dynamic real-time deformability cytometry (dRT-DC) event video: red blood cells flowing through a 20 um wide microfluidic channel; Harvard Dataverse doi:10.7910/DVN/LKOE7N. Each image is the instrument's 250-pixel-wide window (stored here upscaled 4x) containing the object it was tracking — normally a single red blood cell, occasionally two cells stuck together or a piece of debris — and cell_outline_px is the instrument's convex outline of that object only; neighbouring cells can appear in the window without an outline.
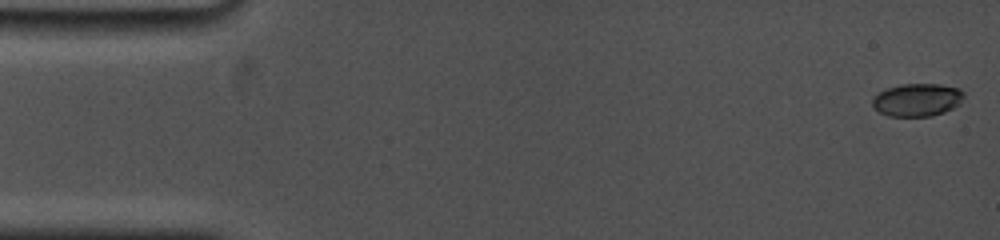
{"species": "common noctule bat (a hibernating species)", "species_latin": "Nyctalus noctula", "temperature_condition": "cold", "stored_images_in_passage": 53, "camera_frame_rate_fps": 5000, "um_per_image_px": 0.085, "animal": {"sex": "female", "body_mass_g": 19.0, "forearm_length_mm": 53.3}, "frame": {"image": 1, "passage_image": 1, "time_ms": 0.0, "image_size_px": [1000, 240], "cell_outline_px": [[964, 96], [960, 104], [944, 112], [932, 116], [888, 116], [880, 112], [872, 104], [872, 96], [888, 88], [900, 84], [940, 84], [960, 88], [964, 92]], "centroid_in_image_um": [77.98, 8.48], "position_along_channel_um": 7.0, "area_um2": 17.57}}
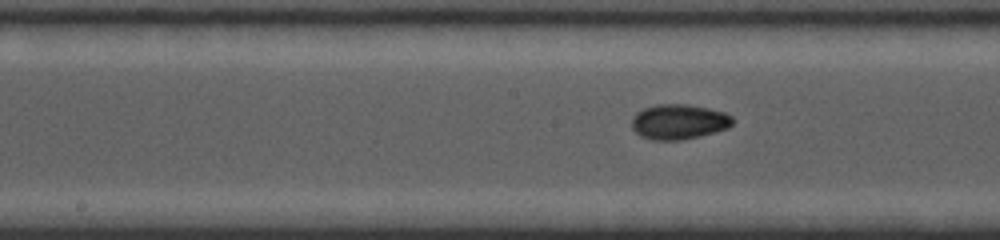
{"frame": {"image": 2, "passage_image": 28, "time_ms": 8.4, "image_size_px": [1000, 240], "cell_outline_px": [[736, 120], [728, 128], [700, 136], [684, 140], [652, 140], [640, 136], [632, 128], [632, 116], [636, 112], [644, 108], [656, 104], [688, 104], [708, 108], [724, 112], [732, 116]], "centroid_in_image_um": [57.7, 10.35], "position_along_channel_um": 190.5, "area_um2": 20.87}}
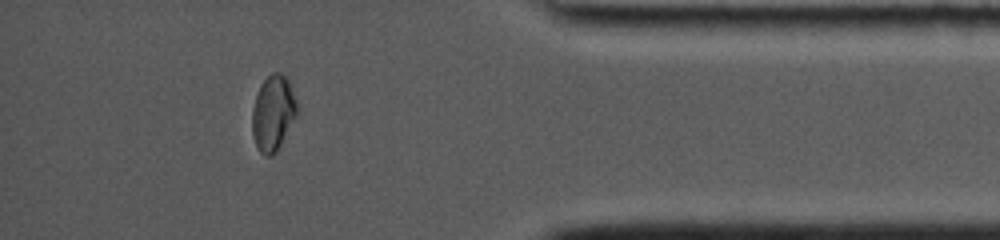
{"frame": {"image": 3, "passage_image": 49, "time_ms": 14.8, "image_size_px": [1000, 240], "cell_outline_px": [[300, 108], [296, 116], [276, 152], [268, 156], [264, 156], [256, 148], [252, 136], [252, 108], [260, 84], [272, 72], [280, 72], [288, 80]], "centroid_in_image_um": [23.21, 9.61], "position_along_channel_um": 412.0, "area_um2": 19.88}, "authors_computed_cell_mechanics": {"area_um2": 18.8428, "velocity_mm_per_s": 3.7423, "shape_relaxation_time_tau1_ms": 8.2546, "shape_relaxation_time_tau2_ms": null, "deformation_change_tau1": 0.2038, "deformation_change_tau2": null}}